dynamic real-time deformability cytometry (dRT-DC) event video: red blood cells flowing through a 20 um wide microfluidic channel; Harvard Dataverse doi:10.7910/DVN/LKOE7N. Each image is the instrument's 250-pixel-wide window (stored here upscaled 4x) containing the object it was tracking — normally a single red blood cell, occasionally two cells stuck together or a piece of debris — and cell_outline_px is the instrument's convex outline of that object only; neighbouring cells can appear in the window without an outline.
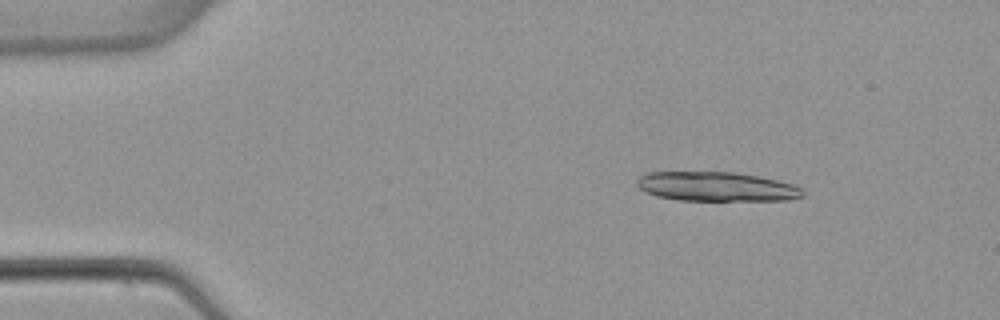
{"species": "common noctule bat (a hibernating species)", "species_latin": "Nyctalus noctula", "temperature_condition": "warm", "stored_images_in_passage": 4, "camera_frame_rate_fps": 3000, "um_per_image_px": 0.085, "animal": {"sex": "female", "body_mass_g": 22.7, "forearm_length_mm": 54.2}, "frame": {"image": 1, "passage_image": 2, "time_ms": 1.0, "image_size_px": [1000, 320], "cell_outline_px": [[804, 196], [788, 200], [680, 200], [656, 196], [640, 188], [636, 184], [636, 180], [640, 176], [648, 172], [732, 172], [756, 176], [776, 180], [792, 184], [800, 188], [804, 192]], "centroid_in_image_um": [60.89, 15.86], "position_along_channel_um": 24.1, "area_um2": 28.09}}